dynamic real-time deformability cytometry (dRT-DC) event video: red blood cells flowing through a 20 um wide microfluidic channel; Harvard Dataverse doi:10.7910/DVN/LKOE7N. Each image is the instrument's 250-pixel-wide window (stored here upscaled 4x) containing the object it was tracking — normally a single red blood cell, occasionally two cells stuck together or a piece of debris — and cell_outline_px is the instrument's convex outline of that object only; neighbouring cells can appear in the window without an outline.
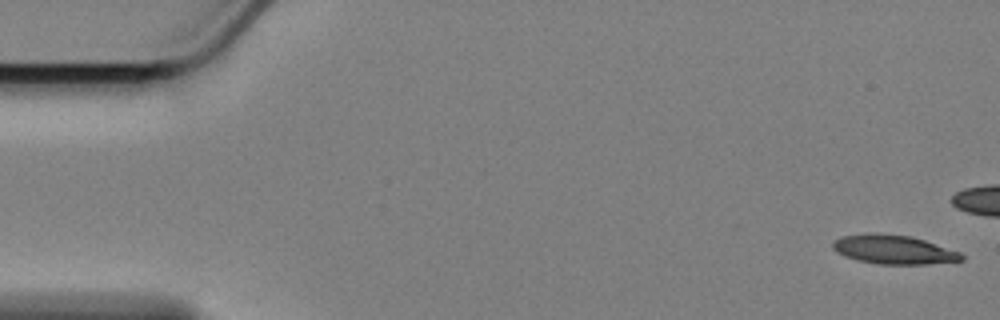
{"species": "Egyptian fruit bat (a non-hibernating species)", "species_latin": "Rousettus aegyptiacus", "temperature_condition": "cold", "stored_images_in_passage": 20, "camera_frame_rate_fps": 3000, "um_per_image_px": 0.085, "animal": {"sex": "female"}, "frame": {"image": 1, "passage_image": 1, "time_ms": 0.0, "image_size_px": [1000, 320], "cell_outline_px": [[964, 260], [924, 264], [880, 264], [856, 260], [844, 256], [836, 252], [832, 248], [832, 240], [840, 236], [872, 232], [876, 232], [912, 236], [960, 252], [964, 256]], "centroid_in_image_um": [75.9, 21.2], "position_along_channel_um": 9.1, "area_um2": 21.96}}
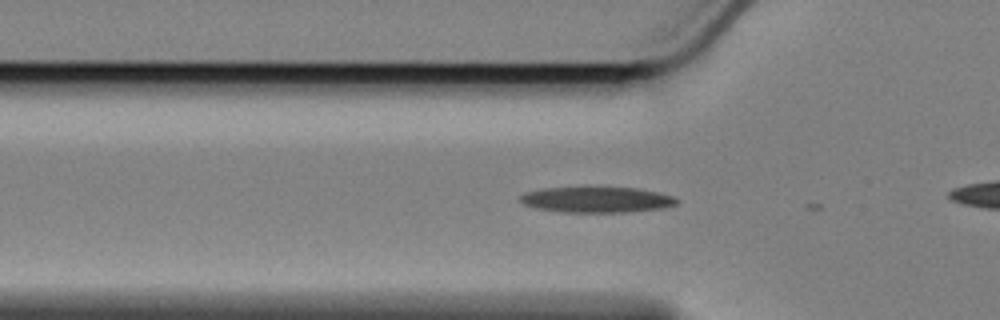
{"frame": {"image": 2, "passage_image": 18, "time_ms": 5.667, "image_size_px": [1000, 320], "cell_outline_px": [[680, 200], [676, 204], [664, 208], [632, 212], [560, 212], [536, 208], [524, 204], [520, 200], [520, 196], [524, 192], [544, 188], [584, 184], [588, 184], [640, 188], [672, 196]], "centroid_in_image_um": [50.7, 16.92], "position_along_channel_um": 75.1, "area_um2": 24.8}}